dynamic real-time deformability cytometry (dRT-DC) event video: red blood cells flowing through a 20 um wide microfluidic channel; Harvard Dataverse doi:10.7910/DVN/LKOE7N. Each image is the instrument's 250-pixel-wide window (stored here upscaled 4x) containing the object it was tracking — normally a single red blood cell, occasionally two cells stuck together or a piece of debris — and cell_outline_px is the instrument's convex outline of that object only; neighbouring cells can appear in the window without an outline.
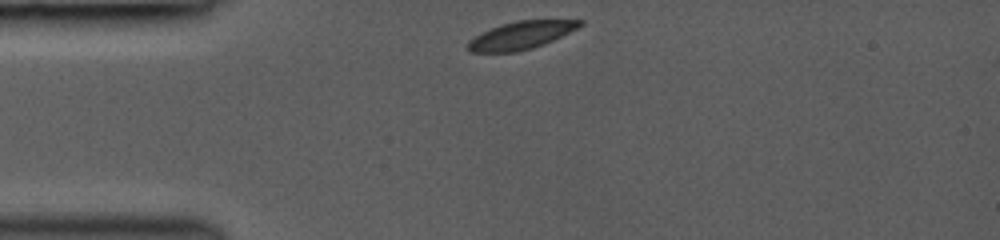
{"species": "common noctule bat (a hibernating species)", "species_latin": "Nyctalus noctula", "temperature_condition": "room temperature", "stored_images_in_passage": 7, "camera_frame_rate_fps": 3000, "um_per_image_px": 0.085, "animal": {"sex": "female", "body_mass_g": 19.0, "forearm_length_mm": 53.3}, "frame": {"image": 1, "passage_image": 1, "time_ms": 0.0, "image_size_px": [1000, 240], "cell_outline_px": [[584, 24], [544, 44], [532, 48], [516, 52], [468, 52], [464, 48], [468, 40], [500, 24], [516, 20], [584, 20]], "centroid_in_image_um": [44.23, 3.01], "position_along_channel_um": 40.8, "area_um2": 18.03}}
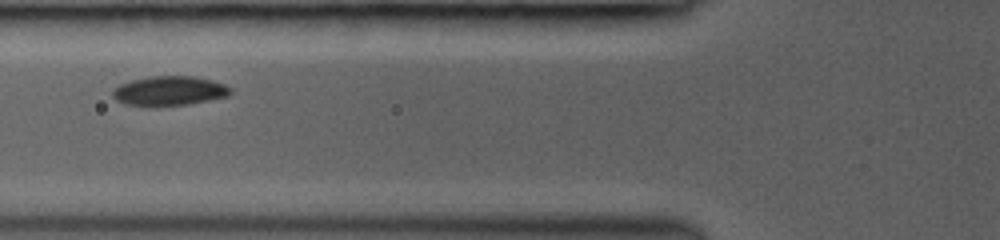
{"frame": {"image": 2, "passage_image": 4, "time_ms": 2.333, "image_size_px": [1000, 240], "cell_outline_px": [[232, 92], [228, 96], [188, 104], [148, 108], [124, 104], [116, 100], [112, 96], [112, 88], [120, 84], [132, 80], [148, 76], [192, 76], [212, 80], [224, 84], [232, 88]], "centroid_in_image_um": [14.34, 7.75], "position_along_channel_um": 111.5, "area_um2": 20.75}}
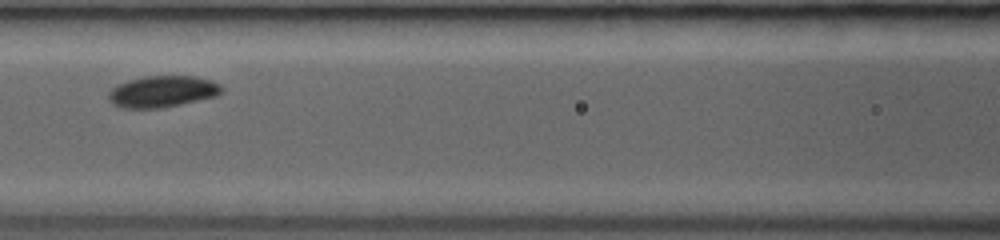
{"frame": {"image": 3, "passage_image": 6, "time_ms": 3.333, "image_size_px": [1000, 240], "cell_outline_px": [[224, 92], [216, 96], [180, 104], [160, 108], [120, 108], [112, 104], [108, 100], [108, 92], [116, 84], [128, 80], [144, 76], [196, 76], [212, 80], [220, 84], [224, 88]], "centroid_in_image_um": [13.8, 7.77], "position_along_channel_um": 152.8, "area_um2": 21.04}}